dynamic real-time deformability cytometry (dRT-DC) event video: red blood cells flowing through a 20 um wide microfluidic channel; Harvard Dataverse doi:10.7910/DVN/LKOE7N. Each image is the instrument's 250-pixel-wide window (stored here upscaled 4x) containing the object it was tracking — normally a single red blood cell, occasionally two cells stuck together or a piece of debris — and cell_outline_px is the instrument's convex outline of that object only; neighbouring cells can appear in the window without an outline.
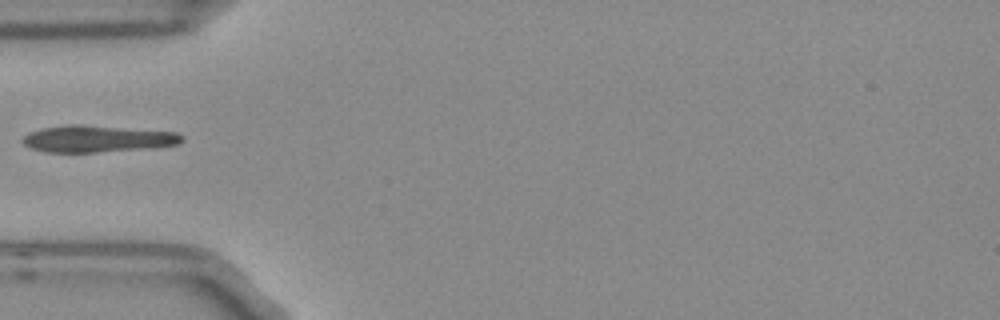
{"species": "Egyptian fruit bat (a non-hibernating species)", "species_latin": "Rousettus aegyptiacus", "temperature_condition": "room temperature", "stored_images_in_passage": 1, "camera_frame_rate_fps": 3000, "um_per_image_px": 0.085, "frame": {"image": 1, "passage_image": 1, "time_ms": 0.0, "image_size_px": [1000, 320], "cell_outline_px": [[184, 140], [180, 144], [152, 148], [96, 152], [44, 152], [32, 148], [24, 144], [20, 140], [28, 132], [40, 128], [64, 124], [80, 124], [176, 132], [184, 136]], "centroid_in_image_um": [8.26, 11.79], "position_along_channel_um": 76.7, "area_um2": 25.14}}